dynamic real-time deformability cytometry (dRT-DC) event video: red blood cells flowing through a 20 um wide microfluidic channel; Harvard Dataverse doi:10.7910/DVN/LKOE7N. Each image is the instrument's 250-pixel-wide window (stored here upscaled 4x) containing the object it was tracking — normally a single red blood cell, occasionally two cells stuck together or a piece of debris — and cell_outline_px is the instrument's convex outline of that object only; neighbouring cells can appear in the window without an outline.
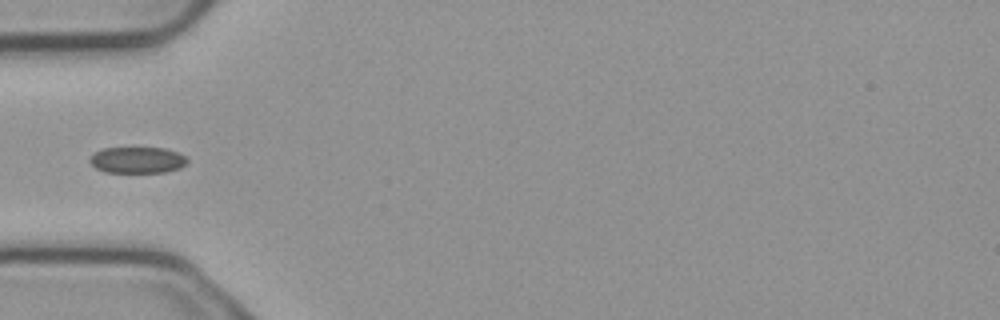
{"species": "common noctule bat (a hibernating species)", "species_latin": "Nyctalus noctula", "temperature_condition": "cold", "stored_images_in_passage": 6, "camera_frame_rate_fps": 3000, "um_per_image_px": 0.085, "animal": {"sex": "male", "body_mass_g": 23.1, "forearm_length_mm": 52.7}, "frame": {"image": 1, "passage_image": 5, "time_ms": 1.333, "image_size_px": [1000, 320], "cell_outline_px": [[188, 160], [180, 168], [168, 172], [104, 172], [96, 168], [88, 160], [96, 152], [104, 148], [164, 148], [176, 152], [184, 156]], "centroid_in_image_um": [11.67, 13.61], "position_along_channel_um": 73.3, "area_um2": 14.74}}
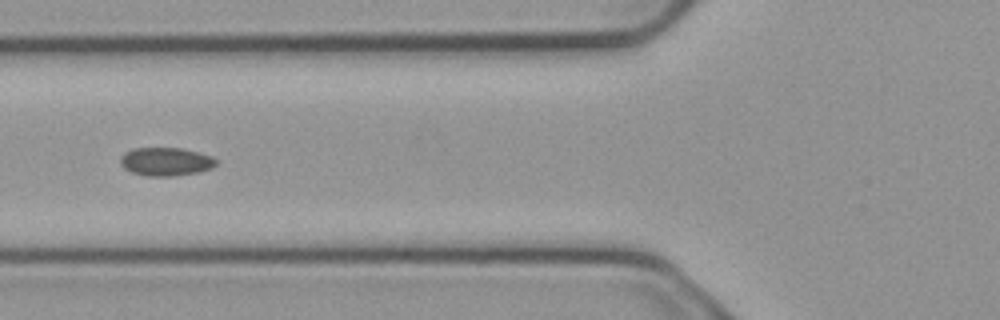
{"frame": {"image": 2, "passage_image": 6, "time_ms": 1.667, "image_size_px": [1000, 320], "cell_outline_px": [[216, 164], [212, 168], [200, 172], [176, 176], [148, 176], [132, 172], [124, 168], [120, 164], [120, 156], [124, 152], [132, 148], [180, 148], [212, 156], [216, 160]], "centroid_in_image_um": [14.07, 13.74], "position_along_channel_um": 111.7, "area_um2": 15.9}}